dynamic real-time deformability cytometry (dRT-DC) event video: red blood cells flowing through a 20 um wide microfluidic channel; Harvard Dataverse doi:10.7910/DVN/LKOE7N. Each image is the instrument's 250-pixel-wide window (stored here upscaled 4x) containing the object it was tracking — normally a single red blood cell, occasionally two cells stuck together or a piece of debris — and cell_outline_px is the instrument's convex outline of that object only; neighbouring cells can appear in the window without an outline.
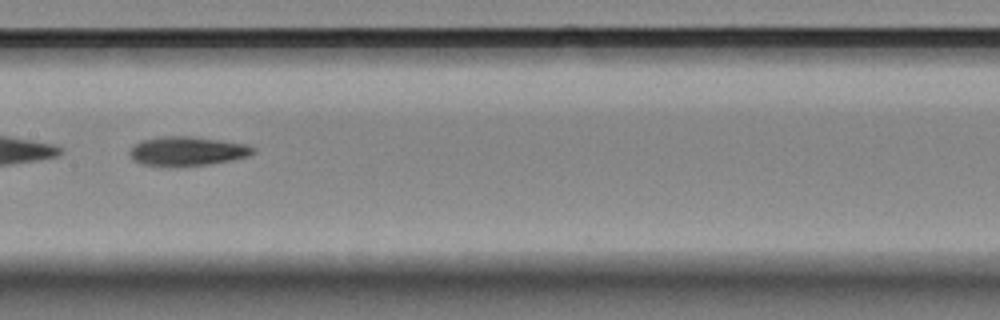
{"species": "Egyptian fruit bat (a non-hibernating species)", "species_latin": "Rousettus aegyptiacus", "temperature_condition": "room temperature", "stored_images_in_passage": 41, "camera_frame_rate_fps": 3000, "um_per_image_px": 0.085, "animal": {"sex": "female"}, "frame": {"image": 1, "passage_image": 12, "time_ms": 3.667, "image_size_px": [1000, 320], "cell_outline_px": [[256, 152], [248, 156], [232, 160], [208, 164], [144, 164], [132, 160], [128, 152], [136, 144], [144, 140], [160, 136], [192, 136], [244, 144], [256, 148]], "centroid_in_image_um": [15.95, 12.81], "position_along_channel_um": 191.5, "area_um2": 20.23}}
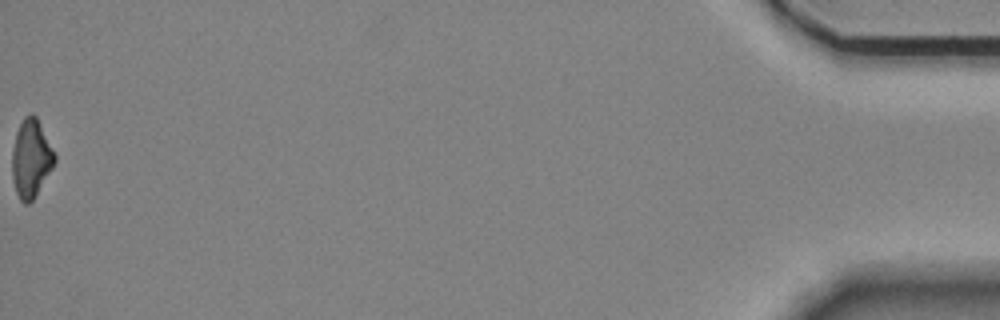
{"frame": {"image": 2, "passage_image": 41, "time_ms": 13.333, "image_size_px": [1000, 320], "cell_outline_px": [[56, 160], [52, 168], [32, 200], [28, 204], [24, 204], [20, 200], [16, 192], [12, 176], [12, 152], [16, 132], [24, 116], [32, 112], [36, 116], [56, 156]], "centroid_in_image_um": [2.62, 13.46], "position_along_channel_um": 432.6, "area_um2": 19.07}, "authors_computed_cell_mechanics": {"area_um2": 20.519, "velocity_mm_per_s": 3.5198, "shape_relaxation_time_tau1_ms": 5.7024, "shape_relaxation_time_tau2_ms": 7.1161, "deformation_change_tau1": 0.1795, "deformation_change_tau2": 0.1714}}